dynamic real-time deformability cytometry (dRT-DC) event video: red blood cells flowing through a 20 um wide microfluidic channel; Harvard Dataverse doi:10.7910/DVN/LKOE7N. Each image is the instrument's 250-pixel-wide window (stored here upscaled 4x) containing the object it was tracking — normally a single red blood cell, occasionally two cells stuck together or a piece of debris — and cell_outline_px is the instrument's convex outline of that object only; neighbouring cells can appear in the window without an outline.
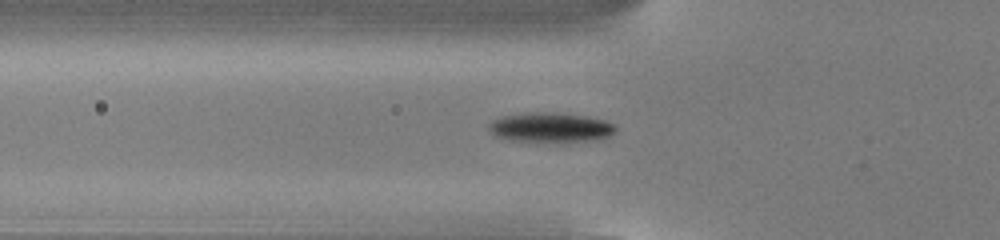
{"species": "common noctule bat (a hibernating species)", "species_latin": "Nyctalus noctula", "temperature_condition": "cold", "stored_images_in_passage": 54, "camera_frame_rate_fps": 3000, "um_per_image_px": 0.085, "animal": {"sex": "male", "body_mass_g": 13.0, "forearm_length_mm": 53.1}, "frame": {"image": 1, "passage_image": 19, "time_ms": 6.0, "image_size_px": [1000, 240], "cell_outline_px": [[616, 132], [608, 136], [592, 140], [508, 140], [496, 136], [488, 128], [488, 124], [492, 120], [504, 116], [536, 112], [580, 116], [604, 120], [616, 124]], "centroid_in_image_um": [46.78, 10.82], "position_along_channel_um": 79.0, "area_um2": 20.87}}
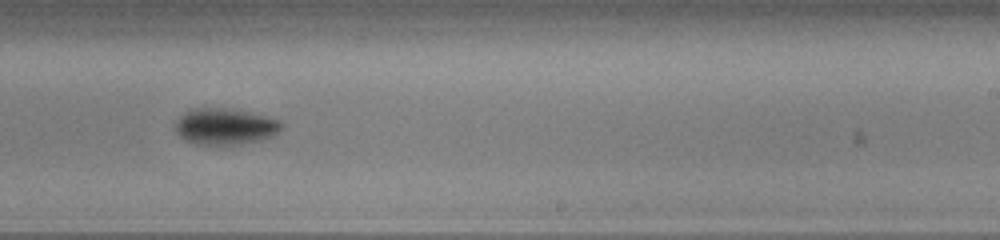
{"frame": {"image": 2, "passage_image": 34, "time_ms": 11.0, "image_size_px": [1000, 240], "cell_outline_px": [[284, 124], [272, 136], [260, 140], [240, 144], [196, 144], [184, 140], [176, 132], [176, 120], [184, 112], [192, 108], [224, 108], [244, 112], [280, 120]], "centroid_in_image_um": [19.08, 10.75], "position_along_channel_um": 269.9, "area_um2": 22.08}}
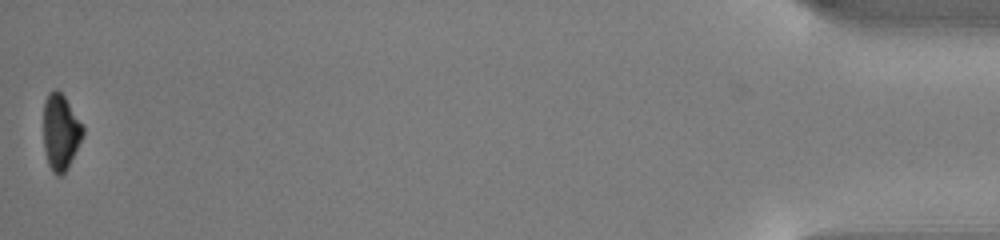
{"frame": {"image": 3, "passage_image": 54, "time_ms": 17.667, "image_size_px": [1000, 240], "cell_outline_px": [[84, 132], [68, 168], [60, 176], [56, 176], [52, 172], [48, 164], [44, 148], [44, 100], [48, 92], [56, 88], [64, 96], [84, 128]], "centroid_in_image_um": [5.13, 11.22], "position_along_channel_um": 430.1, "area_um2": 17.28}, "authors_computed_cell_mechanics": {"area_um2": 19.5075, "velocity_mm_per_s": 3.8197, "shape_relaxation_time_tau1_ms": 1.6817, "shape_relaxation_time_tau2_ms": null, "deformation_change_tau1": 0.1276, "deformation_change_tau2": null}}